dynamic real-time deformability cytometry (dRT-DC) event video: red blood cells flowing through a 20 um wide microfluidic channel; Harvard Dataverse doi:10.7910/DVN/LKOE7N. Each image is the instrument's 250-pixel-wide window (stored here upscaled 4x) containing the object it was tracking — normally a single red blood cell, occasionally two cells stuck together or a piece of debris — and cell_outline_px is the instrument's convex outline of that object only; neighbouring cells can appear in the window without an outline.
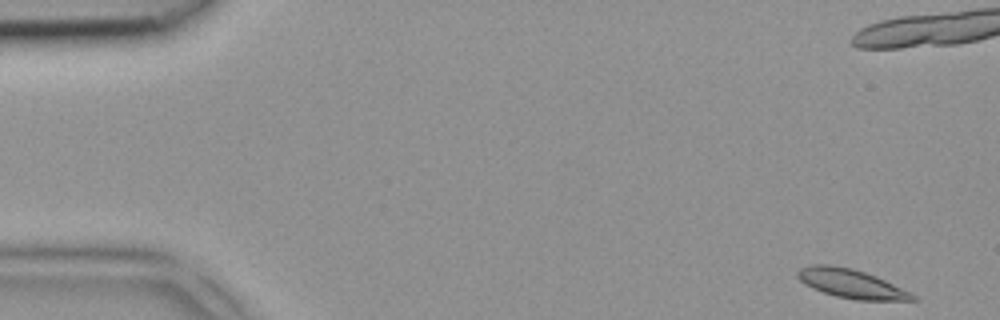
{"species": "common noctule bat (a hibernating species)", "species_latin": "Nyctalus noctula", "temperature_condition": "room temperature", "stored_images_in_passage": 4, "camera_frame_rate_fps": 3000, "um_per_image_px": 0.085, "animal": {"sex": "female", "body_mass_g": 18.4}, "frame": {"image": 1, "passage_image": 1, "time_ms": 0.0, "image_size_px": [1000, 320], "cell_outline_px": [[916, 300], [856, 300], [836, 296], [812, 288], [800, 280], [796, 276], [796, 272], [800, 268], [812, 264], [828, 264], [852, 268], [876, 276], [912, 292], [916, 296]], "centroid_in_image_um": [72.35, 24.1], "position_along_channel_um": 12.6, "area_um2": 19.36}}
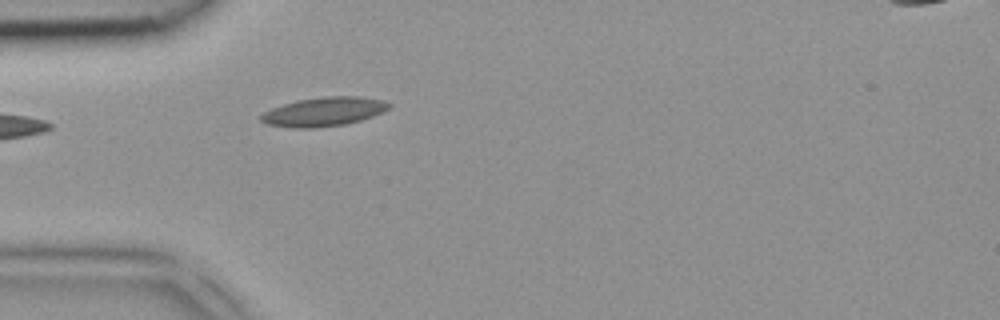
{"frame": {"image": 2, "passage_image": 4, "time_ms": 1.0, "image_size_px": [1000, 320], "cell_outline_px": [[392, 108], [384, 112], [360, 120], [344, 124], [316, 128], [292, 128], [268, 124], [260, 120], [260, 116], [264, 112], [272, 108], [296, 100], [324, 96], [360, 96], [384, 100], [392, 104]], "centroid_in_image_um": [27.57, 9.48], "position_along_channel_um": 57.4, "area_um2": 21.79}}